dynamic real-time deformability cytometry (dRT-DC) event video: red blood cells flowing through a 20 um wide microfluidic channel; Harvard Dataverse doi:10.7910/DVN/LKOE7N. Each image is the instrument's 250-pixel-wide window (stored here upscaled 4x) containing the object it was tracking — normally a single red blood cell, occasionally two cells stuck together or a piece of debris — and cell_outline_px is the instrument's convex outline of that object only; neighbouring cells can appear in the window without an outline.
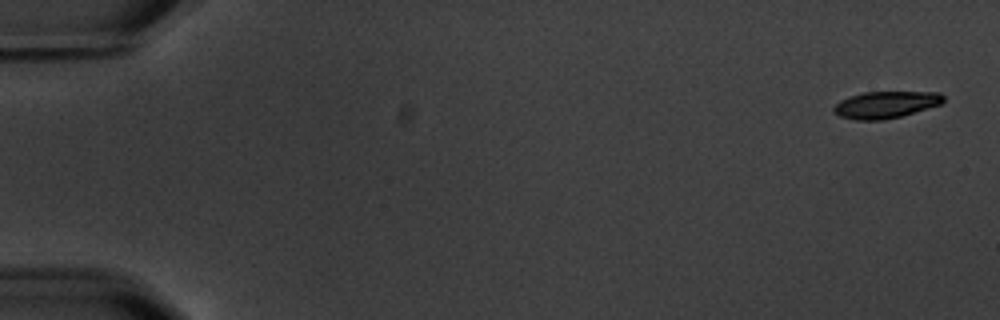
{"species": "common noctule bat (a hibernating species)", "species_latin": "Nyctalus noctula", "temperature_condition": "warm", "stored_images_in_passage": 6, "camera_frame_rate_fps": 3000, "um_per_image_px": 0.085, "animal": {"sex": "male", "body_mass_g": 20.1, "forearm_length_mm": 53.5}, "frame": {"image": 1, "passage_image": 1, "time_ms": 0.0, "image_size_px": [1000, 320], "cell_outline_px": [[944, 100], [940, 104], [900, 116], [884, 120], [856, 120], [840, 116], [832, 112], [832, 108], [840, 100], [848, 96], [864, 92], [940, 92], [944, 96]], "centroid_in_image_um": [75.24, 8.89], "position_along_channel_um": 9.8, "area_um2": 17.11}}
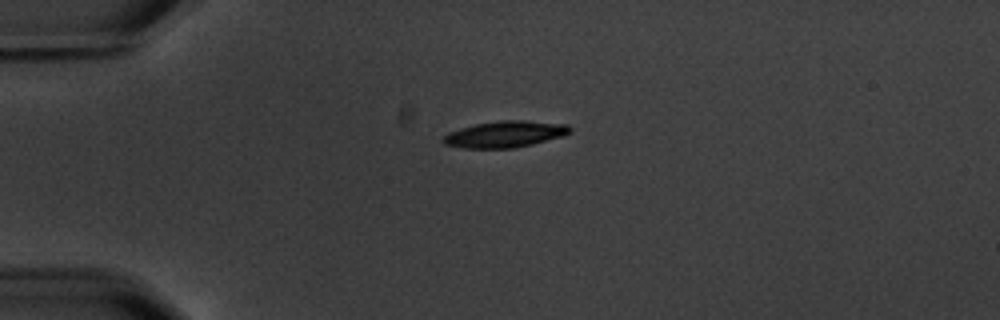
{"frame": {"image": 2, "passage_image": 4, "time_ms": 4.333, "image_size_px": [1000, 320], "cell_outline_px": [[572, 132], [564, 136], [532, 144], [512, 148], [464, 148], [444, 144], [440, 140], [448, 132], [460, 128], [476, 124], [500, 120], [524, 120], [568, 124], [572, 128]], "centroid_in_image_um": [42.95, 11.4], "position_along_channel_um": 42.1, "area_um2": 19.65}}
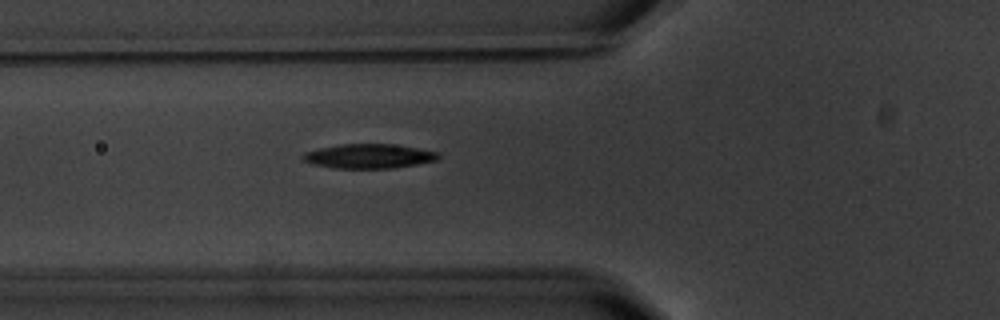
{"frame": {"image": 3, "passage_image": 6, "time_ms": 6.667, "image_size_px": [1000, 320], "cell_outline_px": [[440, 156], [436, 160], [416, 164], [392, 168], [336, 168], [312, 164], [304, 160], [300, 156], [304, 152], [320, 148], [340, 144], [392, 144], [440, 152]], "centroid_in_image_um": [31.34, 13.27], "position_along_channel_um": 94.5, "area_um2": 19.13}}